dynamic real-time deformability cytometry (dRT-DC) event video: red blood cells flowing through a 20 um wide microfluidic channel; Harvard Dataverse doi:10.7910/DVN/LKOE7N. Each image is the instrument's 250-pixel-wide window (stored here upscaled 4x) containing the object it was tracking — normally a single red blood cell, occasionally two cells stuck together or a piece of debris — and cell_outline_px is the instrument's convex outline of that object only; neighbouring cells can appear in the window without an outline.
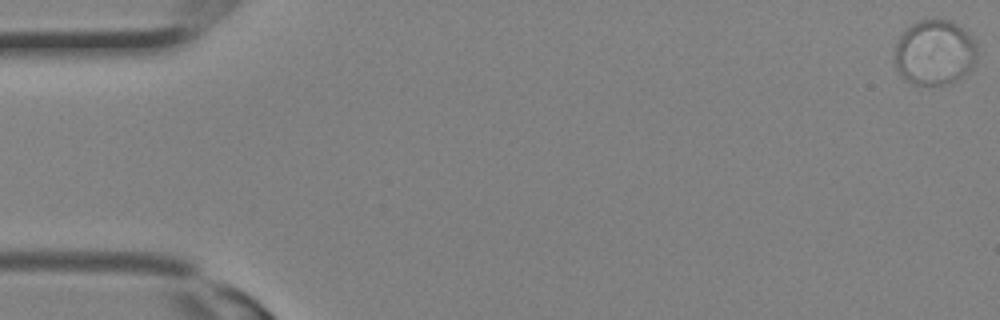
{"species": "Egyptian fruit bat (a non-hibernating species)", "species_latin": "Rousettus aegyptiacus", "temperature_condition": "room temperature", "stored_images_in_passage": 14, "camera_frame_rate_fps": 3000, "um_per_image_px": 0.085, "animal": {"sex": "female"}, "frame": {"image": 1, "passage_image": 1, "time_ms": 0.0, "image_size_px": [1000, 320], "cell_outline_px": [[976, 56], [972, 68], [960, 80], [944, 84], [916, 84], [904, 80], [900, 76], [896, 68], [896, 44], [904, 28], [920, 20], [948, 20], [956, 24], [976, 44]], "centroid_in_image_um": [79.42, 4.49], "position_along_channel_um": 5.6, "area_um2": 31.04}}
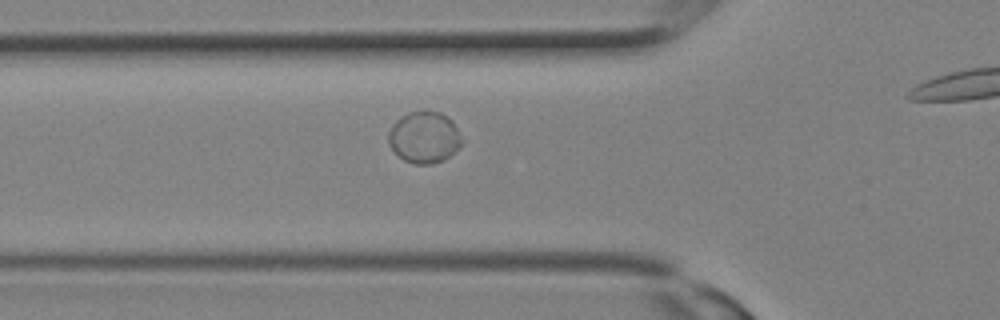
{"frame": {"image": 2, "passage_image": 11, "time_ms": 3.333, "image_size_px": [1000, 320], "cell_outline_px": [[460, 148], [444, 160], [432, 164], [416, 164], [404, 160], [388, 144], [388, 132], [392, 124], [396, 120], [408, 112], [440, 112], [448, 116], [452, 120], [456, 128], [460, 140]], "centroid_in_image_um": [36.04, 11.68], "position_along_channel_um": 89.8, "area_um2": 21.79}}
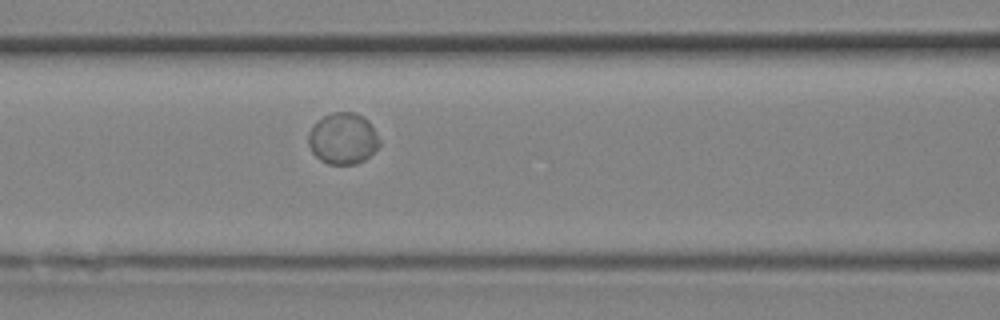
{"frame": {"image": 3, "passage_image": 13, "time_ms": 4.0, "image_size_px": [1000, 320], "cell_outline_px": [[380, 144], [364, 160], [356, 164], [328, 164], [320, 160], [312, 152], [308, 144], [308, 132], [324, 116], [332, 112], [352, 112], [364, 116], [368, 120], [380, 140]], "centroid_in_image_um": [29.14, 11.78], "position_along_channel_um": 137.5, "area_um2": 21.1}}